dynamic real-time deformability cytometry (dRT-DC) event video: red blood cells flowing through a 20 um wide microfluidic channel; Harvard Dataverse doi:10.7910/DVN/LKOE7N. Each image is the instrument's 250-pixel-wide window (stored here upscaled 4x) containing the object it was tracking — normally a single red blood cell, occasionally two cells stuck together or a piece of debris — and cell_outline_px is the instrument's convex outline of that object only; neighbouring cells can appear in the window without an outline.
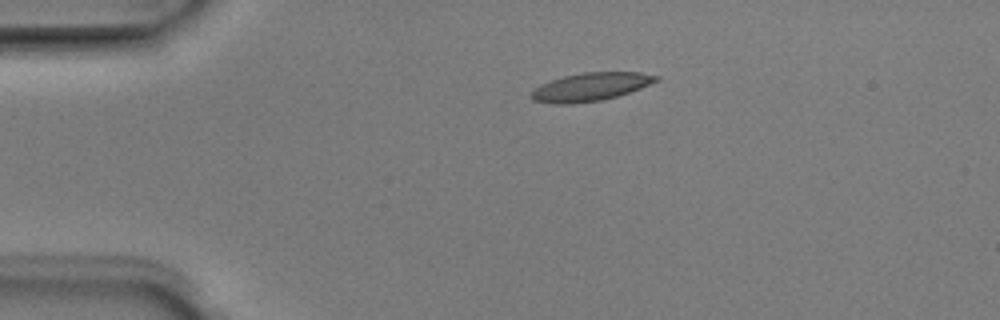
{"species": "Egyptian fruit bat (a non-hibernating species)", "species_latin": "Rousettus aegyptiacus", "temperature_condition": "room temperature", "stored_images_in_passage": 1, "camera_frame_rate_fps": 3000, "um_per_image_px": 0.085, "animal": {"sex": "male"}, "frame": {"image": 1, "passage_image": 1, "time_ms": 0.0, "image_size_px": [1000, 320], "cell_outline_px": [[660, 80], [640, 88], [616, 96], [600, 100], [572, 104], [552, 104], [532, 100], [532, 92], [540, 84], [564, 76], [584, 72], [640, 72], [660, 76]], "centroid_in_image_um": [50.21, 7.38], "position_along_channel_um": 34.8, "area_um2": 20.35}}